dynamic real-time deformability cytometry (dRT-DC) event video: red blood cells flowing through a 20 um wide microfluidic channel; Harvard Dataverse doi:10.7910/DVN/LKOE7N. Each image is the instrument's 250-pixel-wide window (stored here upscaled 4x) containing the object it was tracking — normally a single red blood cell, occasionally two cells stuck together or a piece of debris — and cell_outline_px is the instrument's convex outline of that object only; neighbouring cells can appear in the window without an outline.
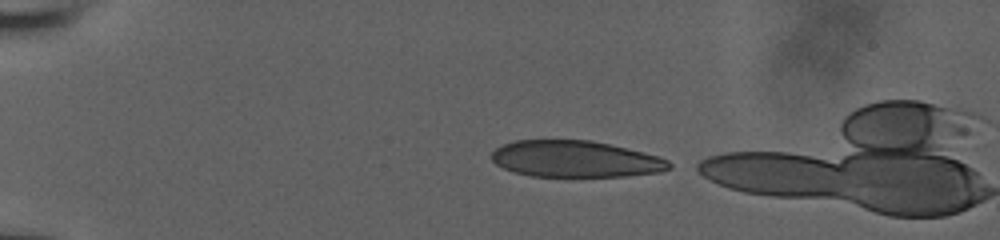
{"species": "human", "species_latin": "Homo sapiens", "temperature_condition": "room temperature", "stored_images_in_passage": 39, "camera_frame_rate_fps": 3000, "um_per_image_px": 0.085, "donor": {"sex": "male"}, "frame": {"image": 1, "passage_image": 1, "time_ms": 0.0, "image_size_px": [1000, 240], "cell_outline_px": [[672, 168], [660, 172], [624, 176], [532, 176], [516, 172], [504, 168], [496, 164], [492, 160], [492, 152], [496, 148], [512, 140], [592, 140], [644, 152], [668, 160], [672, 164]], "centroid_in_image_um": [48.92, 13.51], "position_along_channel_um": 36.1, "area_um2": 37.63}}
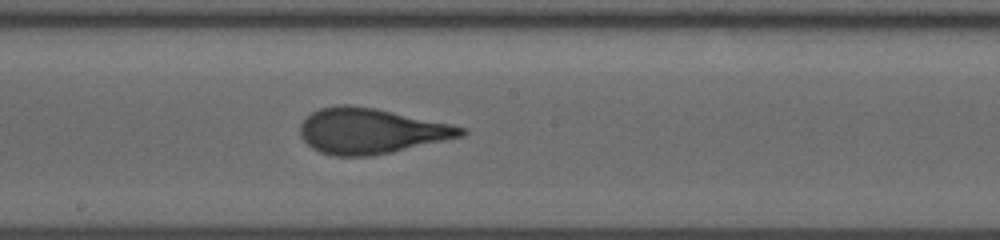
{"frame": {"image": 2, "passage_image": 20, "time_ms": 6.333, "image_size_px": [1000, 240], "cell_outline_px": [[468, 132], [464, 136], [392, 152], [368, 156], [336, 156], [320, 152], [312, 148], [300, 136], [300, 124], [312, 112], [320, 108], [340, 104], [348, 104], [376, 108], [452, 124], [468, 128]], "centroid_in_image_um": [31.55, 11.13], "position_along_channel_um": 216.7, "area_um2": 42.71}}
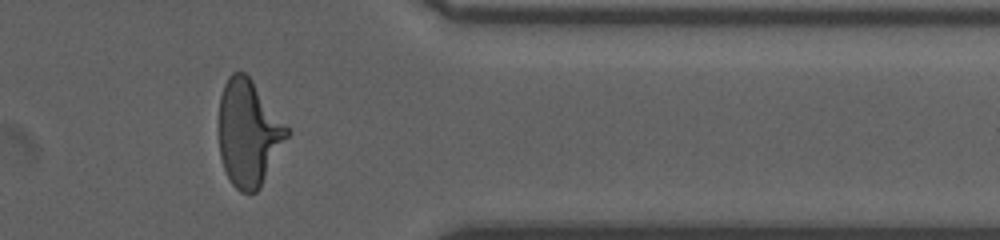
{"frame": {"image": 3, "passage_image": 34, "time_ms": 11.0, "image_size_px": [1000, 240], "cell_outline_px": [[292, 132], [260, 188], [256, 192], [240, 192], [232, 184], [224, 168], [220, 156], [220, 96], [224, 84], [228, 76], [232, 72], [244, 72], [252, 80]], "centroid_in_image_um": [21.15, 11.32], "position_along_channel_um": 390.2, "area_um2": 42.08}}